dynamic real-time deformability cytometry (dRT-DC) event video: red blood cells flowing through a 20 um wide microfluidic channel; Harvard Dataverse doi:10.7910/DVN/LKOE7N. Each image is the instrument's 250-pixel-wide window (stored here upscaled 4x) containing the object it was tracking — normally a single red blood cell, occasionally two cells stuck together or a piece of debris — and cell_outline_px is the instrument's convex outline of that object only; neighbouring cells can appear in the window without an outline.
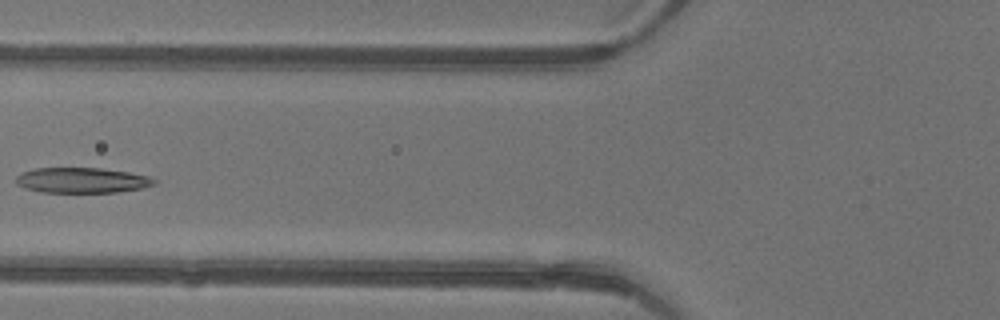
{"species": "common noctule bat (a hibernating species)", "species_latin": "Nyctalus noctula", "temperature_condition": "warm", "stored_images_in_passage": 5, "camera_frame_rate_fps": 3000, "um_per_image_px": 0.085, "animal": {"sex": "female"}, "frame": {"image": 1, "passage_image": 5, "time_ms": 1.333, "image_size_px": [1000, 320], "cell_outline_px": [[156, 184], [140, 188], [116, 192], [40, 192], [24, 188], [16, 184], [16, 176], [24, 172], [36, 168], [100, 168], [128, 172], [148, 176], [156, 180]], "centroid_in_image_um": [6.94, 15.32], "position_along_channel_um": 118.9, "area_um2": 20.29}}